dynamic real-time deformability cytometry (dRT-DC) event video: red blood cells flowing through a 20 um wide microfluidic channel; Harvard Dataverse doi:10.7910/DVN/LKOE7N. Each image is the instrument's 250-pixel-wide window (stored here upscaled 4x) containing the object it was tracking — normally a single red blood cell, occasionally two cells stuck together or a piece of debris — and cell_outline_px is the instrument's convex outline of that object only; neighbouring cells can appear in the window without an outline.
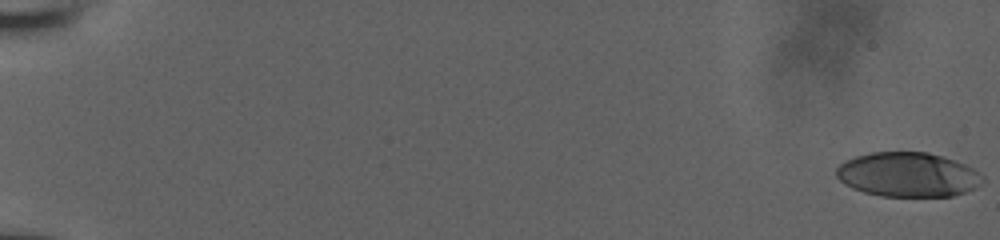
{"species": "human", "species_latin": "Homo sapiens", "temperature_condition": "room temperature", "stored_images_in_passage": 15, "camera_frame_rate_fps": 3000, "um_per_image_px": 0.085, "donor": {"sex": "male"}, "frame": {"image": 1, "passage_image": 1, "time_ms": 0.0, "image_size_px": [1000, 240], "cell_outline_px": [[984, 180], [976, 188], [952, 196], [880, 196], [864, 192], [852, 188], [844, 184], [836, 176], [836, 168], [840, 164], [856, 156], [872, 152], [928, 152], [964, 164], [972, 168], [984, 176]], "centroid_in_image_um": [77.16, 14.85], "position_along_channel_um": 7.8, "area_um2": 37.74}}